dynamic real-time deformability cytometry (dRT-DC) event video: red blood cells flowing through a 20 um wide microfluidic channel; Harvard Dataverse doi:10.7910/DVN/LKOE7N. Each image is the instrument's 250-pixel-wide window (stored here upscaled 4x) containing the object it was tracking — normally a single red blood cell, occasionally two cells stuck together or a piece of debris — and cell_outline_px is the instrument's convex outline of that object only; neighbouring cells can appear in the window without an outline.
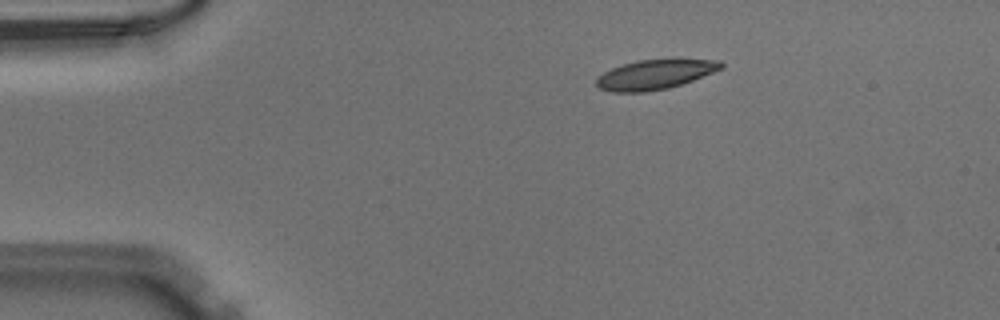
{"species": "Egyptian fruit bat (a non-hibernating species)", "species_latin": "Rousettus aegyptiacus", "temperature_condition": "warm", "stored_images_in_passage": 43, "camera_frame_rate_fps": 3000, "um_per_image_px": 0.085, "animal": {"sex": "male"}, "frame": {"image": 1, "passage_image": 1, "time_ms": 0.0, "image_size_px": [1000, 320], "cell_outline_px": [[724, 68], [692, 80], [668, 88], [644, 92], [612, 92], [600, 88], [596, 84], [596, 80], [604, 72], [612, 68], [636, 60], [668, 56], [720, 60], [724, 64]], "centroid_in_image_um": [55.76, 6.27], "position_along_channel_um": 29.2, "area_um2": 22.31}}
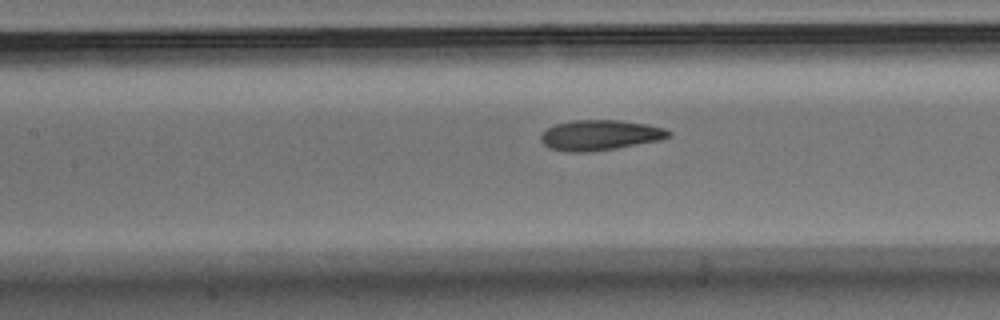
{"frame": {"image": 2, "passage_image": 15, "time_ms": 4.667, "image_size_px": [1000, 320], "cell_outline_px": [[672, 136], [660, 140], [616, 148], [592, 152], [568, 152], [548, 148], [540, 140], [540, 136], [548, 128], [556, 124], [572, 120], [620, 120], [648, 124], [664, 128], [672, 132]], "centroid_in_image_um": [51.01, 11.49], "position_along_channel_um": 156.4, "area_um2": 22.72}}
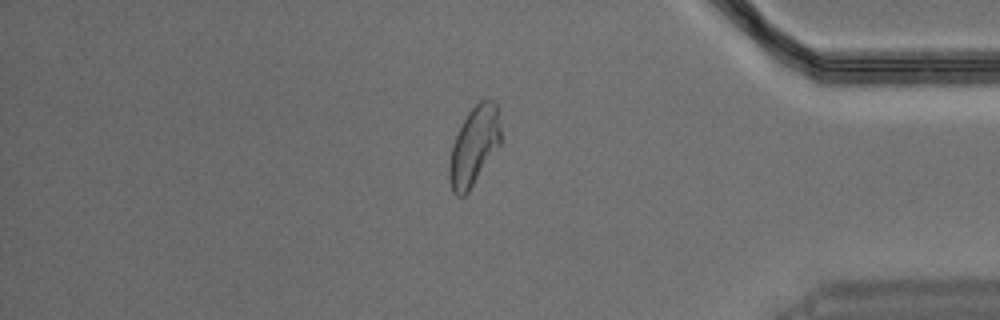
{"frame": {"image": 3, "passage_image": 35, "time_ms": 11.333, "image_size_px": [1000, 320], "cell_outline_px": [[500, 144], [468, 192], [464, 196], [456, 196], [452, 192], [448, 176], [448, 168], [452, 144], [468, 112], [480, 100], [492, 100], [500, 108]], "centroid_in_image_um": [40.29, 12.41], "position_along_channel_um": 394.9, "area_um2": 23.52}}